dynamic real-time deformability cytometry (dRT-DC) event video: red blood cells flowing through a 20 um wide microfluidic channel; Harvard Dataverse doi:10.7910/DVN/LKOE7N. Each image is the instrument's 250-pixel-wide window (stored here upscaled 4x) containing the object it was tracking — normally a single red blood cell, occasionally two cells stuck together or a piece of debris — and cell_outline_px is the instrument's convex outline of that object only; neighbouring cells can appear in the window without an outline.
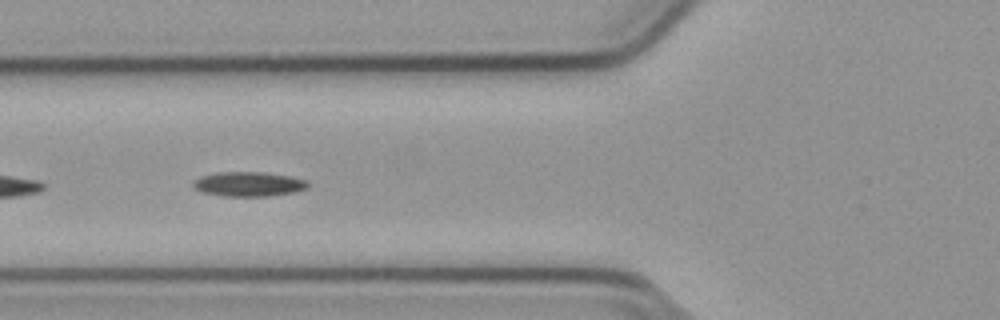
{"species": "common noctule bat (a hibernating species)", "species_latin": "Nyctalus noctula", "temperature_condition": "cold", "stored_images_in_passage": 8, "camera_frame_rate_fps": 3000, "um_per_image_px": 0.085, "animal": {"sex": "male", "body_mass_g": 23.1, "forearm_length_mm": 52.7}, "frame": {"image": 1, "passage_image": 5, "time_ms": 1.333, "image_size_px": [1000, 320], "cell_outline_px": [[308, 188], [292, 192], [268, 196], [224, 196], [204, 192], [196, 188], [192, 184], [192, 180], [200, 176], [216, 172], [260, 172], [288, 176], [308, 180]], "centroid_in_image_um": [21.11, 15.64], "position_along_channel_um": 104.7, "area_um2": 16.3}}